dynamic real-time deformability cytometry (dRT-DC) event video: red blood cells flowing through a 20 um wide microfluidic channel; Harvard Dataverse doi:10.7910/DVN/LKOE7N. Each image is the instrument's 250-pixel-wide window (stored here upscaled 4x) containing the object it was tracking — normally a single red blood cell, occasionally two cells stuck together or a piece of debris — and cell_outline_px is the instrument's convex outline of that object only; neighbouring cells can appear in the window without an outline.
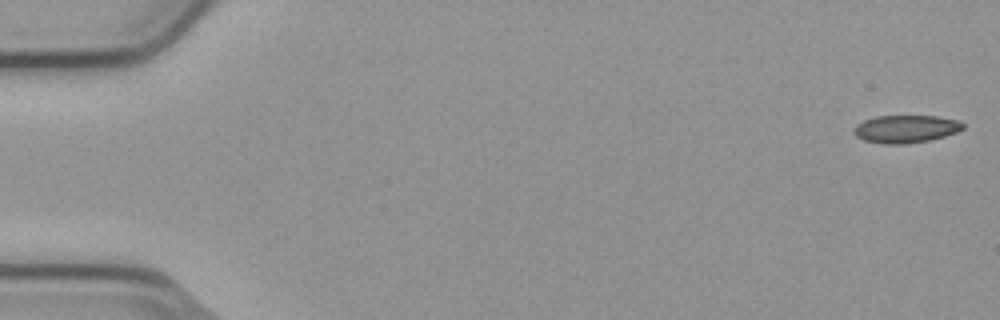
{"species": "common noctule bat (a hibernating species)", "species_latin": "Nyctalus noctula", "temperature_condition": "cold", "stored_images_in_passage": 5, "camera_frame_rate_fps": 3000, "um_per_image_px": 0.085, "animal": {"sex": "male", "body_mass_g": 23.1, "forearm_length_mm": 52.7}, "frame": {"image": 1, "passage_image": 1, "time_ms": 0.0, "image_size_px": [1000, 320], "cell_outline_px": [[964, 128], [956, 132], [944, 136], [928, 140], [904, 144], [884, 144], [864, 140], [856, 136], [852, 132], [856, 124], [864, 120], [876, 116], [936, 116], [960, 120], [964, 124]], "centroid_in_image_um": [76.98, 10.95], "position_along_channel_um": 8.0, "area_um2": 17.63}}
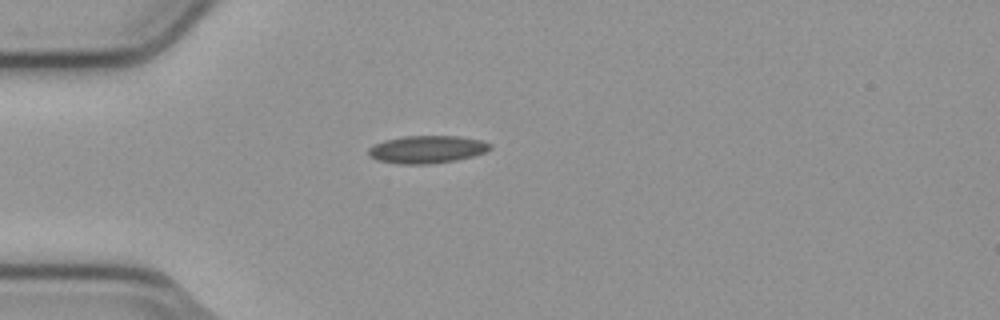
{"frame": {"image": 2, "passage_image": 5, "time_ms": 1.333, "image_size_px": [1000, 320], "cell_outline_px": [[492, 148], [484, 152], [472, 156], [456, 160], [428, 164], [400, 164], [376, 160], [368, 156], [368, 148], [384, 140], [404, 136], [460, 136], [480, 140], [492, 144]], "centroid_in_image_um": [36.28, 12.7], "position_along_channel_um": 48.7, "area_um2": 19.59}}